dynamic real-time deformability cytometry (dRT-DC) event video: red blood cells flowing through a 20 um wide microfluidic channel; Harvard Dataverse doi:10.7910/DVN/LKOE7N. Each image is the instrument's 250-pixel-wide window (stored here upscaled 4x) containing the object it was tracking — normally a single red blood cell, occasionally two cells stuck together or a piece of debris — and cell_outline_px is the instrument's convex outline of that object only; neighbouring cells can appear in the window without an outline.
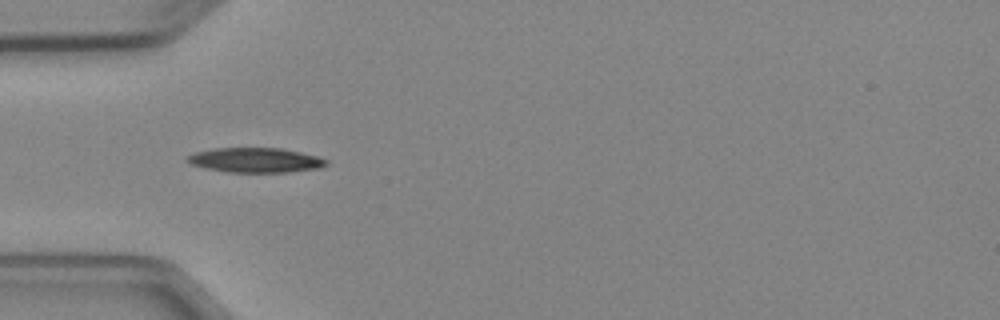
{"species": "Egyptian fruit bat (a non-hibernating species)", "species_latin": "Rousettus aegyptiacus", "temperature_condition": "cold", "stored_images_in_passage": 6, "camera_frame_rate_fps": 3000, "um_per_image_px": 0.085, "animal": {"sex": "female"}, "frame": {"image": 1, "passage_image": 4, "time_ms": 4.333, "image_size_px": [1000, 320], "cell_outline_px": [[328, 164], [320, 168], [288, 172], [228, 172], [208, 168], [192, 164], [184, 160], [188, 156], [196, 152], [212, 148], [280, 148], [300, 152], [316, 156], [328, 160]], "centroid_in_image_um": [21.73, 13.61], "position_along_channel_um": 63.3, "area_um2": 19.88}}
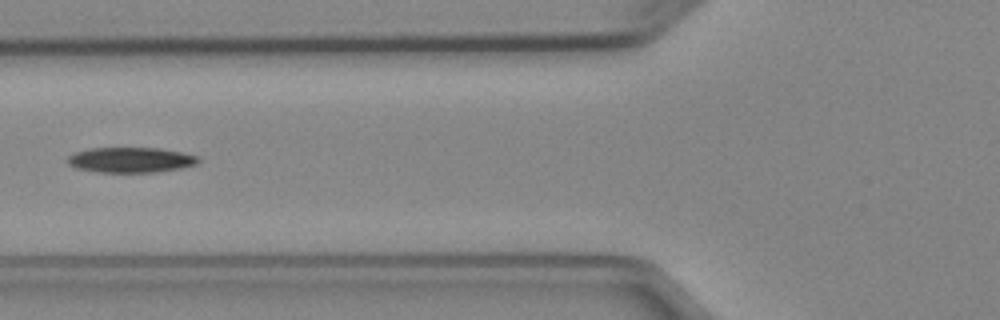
{"frame": {"image": 2, "passage_image": 5, "time_ms": 5.667, "image_size_px": [1000, 320], "cell_outline_px": [[200, 160], [196, 164], [180, 168], [156, 172], [96, 172], [76, 168], [68, 164], [68, 156], [76, 152], [88, 148], [160, 148], [200, 156]], "centroid_in_image_um": [11.11, 13.59], "position_along_channel_um": 114.7, "area_um2": 19.25}}